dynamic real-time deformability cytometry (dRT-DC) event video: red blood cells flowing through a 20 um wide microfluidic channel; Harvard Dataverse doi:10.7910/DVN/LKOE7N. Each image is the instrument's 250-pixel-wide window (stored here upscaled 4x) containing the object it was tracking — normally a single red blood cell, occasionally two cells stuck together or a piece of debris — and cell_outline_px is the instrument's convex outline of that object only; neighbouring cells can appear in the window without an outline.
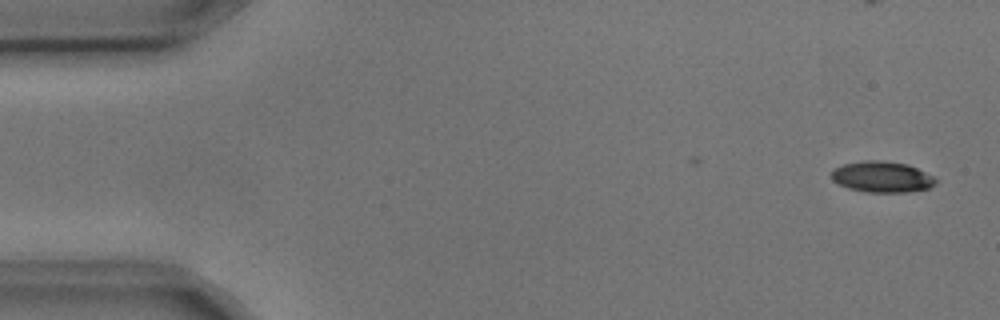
{"species": "common noctule bat (a hibernating species)", "species_latin": "Nyctalus noctula", "temperature_condition": "cold", "stored_images_in_passage": 4, "camera_frame_rate_fps": 3000, "um_per_image_px": 0.085, "animal": {"sex": "male", "body_mass_g": 17.9, "forearm_length_mm": 54.2}, "frame": {"image": 1, "passage_image": 1, "time_ms": 0.0, "image_size_px": [1000, 320], "cell_outline_px": [[936, 184], [928, 188], [908, 192], [864, 192], [848, 188], [832, 180], [832, 168], [844, 164], [864, 160], [880, 160], [908, 164], [932, 176], [936, 180]], "centroid_in_image_um": [74.94, 15.03], "position_along_channel_um": 10.1, "area_um2": 18.79}}
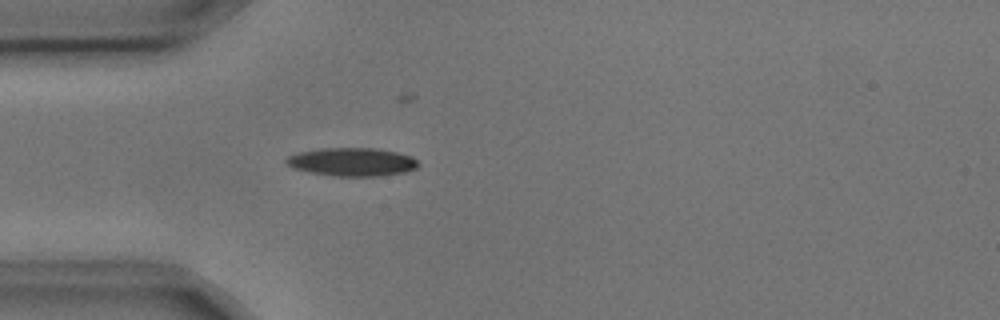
{"frame": {"image": 2, "passage_image": 4, "time_ms": 1.0, "image_size_px": [1000, 320], "cell_outline_px": [[420, 164], [416, 168], [404, 172], [380, 176], [336, 176], [312, 172], [292, 168], [284, 160], [288, 156], [300, 152], [320, 148], [376, 148], [396, 152], [412, 156]], "centroid_in_image_um": [29.94, 13.76], "position_along_channel_um": 55.1, "area_um2": 21.68}}